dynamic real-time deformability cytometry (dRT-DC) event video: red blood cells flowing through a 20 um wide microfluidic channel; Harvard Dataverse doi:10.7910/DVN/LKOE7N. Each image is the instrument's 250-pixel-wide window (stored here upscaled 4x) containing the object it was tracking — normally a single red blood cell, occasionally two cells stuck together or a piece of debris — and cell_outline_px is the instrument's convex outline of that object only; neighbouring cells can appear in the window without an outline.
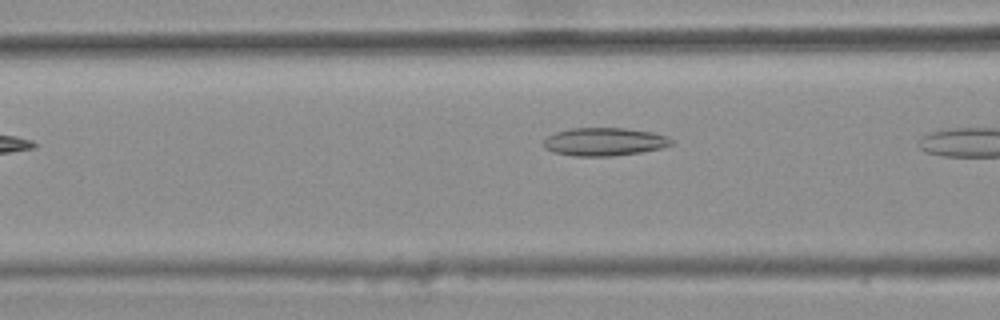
{"species": "common noctule bat (a hibernating species)", "species_latin": "Nyctalus noctula", "temperature_condition": "warm", "stored_images_in_passage": 8, "camera_frame_rate_fps": 3000, "um_per_image_px": 0.085, "animal": {"sex": "female", "body_mass_g": 25.1}, "frame": {"image": 1, "passage_image": 6, "time_ms": 1.667, "image_size_px": [1000, 320], "cell_outline_px": [[672, 144], [664, 148], [640, 152], [612, 156], [572, 156], [552, 152], [544, 148], [544, 140], [548, 136], [556, 132], [572, 128], [624, 128], [652, 132], [668, 136], [672, 140]], "centroid_in_image_um": [51.37, 12.05], "position_along_channel_um": 115.2, "area_um2": 20.98}}